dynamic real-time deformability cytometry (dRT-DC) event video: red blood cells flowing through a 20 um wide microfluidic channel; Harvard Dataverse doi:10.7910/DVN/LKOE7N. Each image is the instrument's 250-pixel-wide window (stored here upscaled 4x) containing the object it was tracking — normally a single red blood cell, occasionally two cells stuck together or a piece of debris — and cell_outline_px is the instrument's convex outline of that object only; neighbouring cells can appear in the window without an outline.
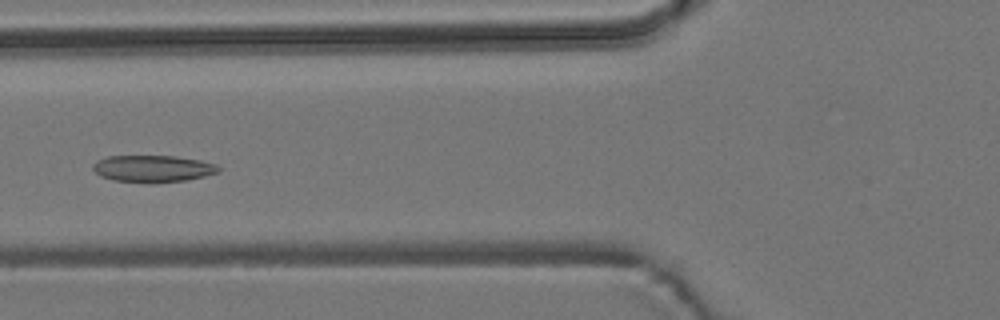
{"species": "common noctule bat (a hibernating species)", "species_latin": "Nyctalus noctula", "temperature_condition": "room temperature", "stored_images_in_passage": 55, "camera_frame_rate_fps": 3000, "um_per_image_px": 0.085, "animal": {"sex": "male", "body_mass_g": 19.2, "forearm_length_mm": 51.8}, "frame": {"image": 1, "passage_image": 22, "time_ms": 7.0, "image_size_px": [1000, 320], "cell_outline_px": [[220, 172], [188, 180], [148, 184], [112, 180], [100, 176], [92, 168], [92, 164], [96, 160], [108, 156], [176, 156], [200, 160], [216, 164], [220, 168]], "centroid_in_image_um": [12.98, 14.35], "position_along_channel_um": 112.8, "area_um2": 20.06}}
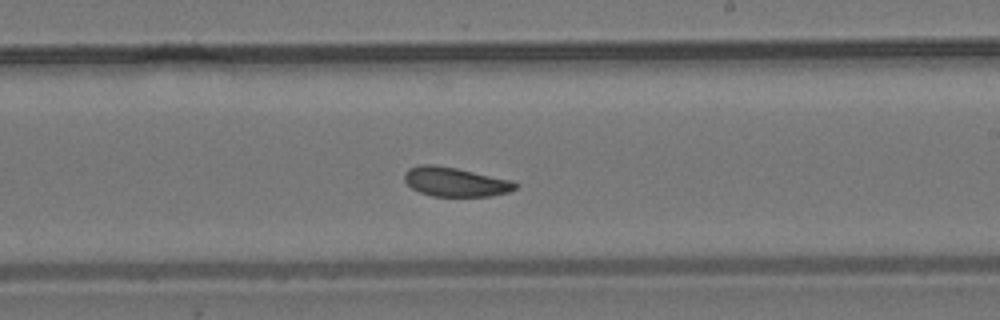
{"frame": {"image": 2, "passage_image": 33, "time_ms": 10.667, "image_size_px": [1000, 320], "cell_outline_px": [[520, 184], [516, 188], [508, 192], [488, 196], [432, 196], [420, 192], [412, 188], [404, 180], [404, 172], [408, 168], [420, 164], [432, 164], [456, 168], [512, 180]], "centroid_in_image_um": [38.69, 15.45], "position_along_channel_um": 250.3, "area_um2": 18.9}}
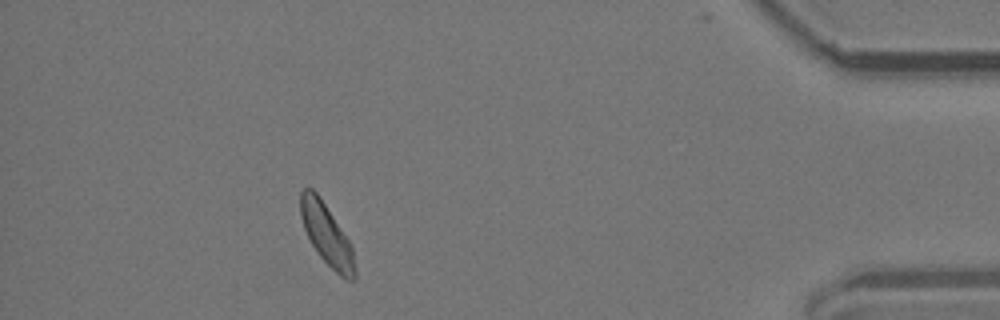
{"frame": {"image": 3, "passage_image": 50, "time_ms": 16.333, "image_size_px": [1000, 320], "cell_outline_px": [[356, 280], [344, 280], [320, 256], [312, 244], [304, 228], [300, 216], [300, 192], [304, 188], [312, 188], [320, 196], [348, 240], [352, 248], [356, 272]], "centroid_in_image_um": [27.76, 19.94], "position_along_channel_um": 407.4, "area_um2": 19.13}, "authors_computed_cell_mechanics": {"area_um2": 19.8832, "velocity_mm_per_s": 3.7484, "shape_relaxation_time_tau1_ms": 6.5479, "shape_relaxation_time_tau2_ms": 5.7531, "deformation_change_tau1": 0.0976, "deformation_change_tau2": 0.1226}}